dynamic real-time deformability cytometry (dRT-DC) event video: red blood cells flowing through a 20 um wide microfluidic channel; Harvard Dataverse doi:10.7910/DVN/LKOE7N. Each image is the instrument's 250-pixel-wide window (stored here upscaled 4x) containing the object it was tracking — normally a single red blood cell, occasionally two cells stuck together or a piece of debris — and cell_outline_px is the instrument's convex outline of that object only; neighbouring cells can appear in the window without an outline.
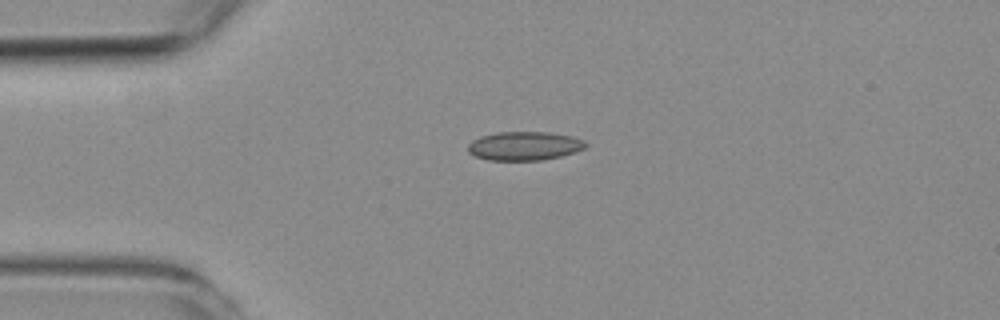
{"species": "common noctule bat (a hibernating species)", "species_latin": "Nyctalus noctula", "temperature_condition": "room temperature", "stored_images_in_passage": 42, "camera_frame_rate_fps": 3000, "um_per_image_px": 0.085, "animal": {"sex": "female", "body_mass_g": 19.3, "forearm_length_mm": 54.1}, "frame": {"image": 1, "passage_image": 1, "time_ms": 0.0, "image_size_px": [1000, 320], "cell_outline_px": [[588, 144], [584, 148], [560, 156], [544, 160], [488, 160], [476, 156], [468, 152], [468, 144], [472, 140], [480, 136], [496, 132], [548, 132], [572, 136], [584, 140]], "centroid_in_image_um": [44.55, 12.4], "position_along_channel_um": 40.4, "area_um2": 19.71}}
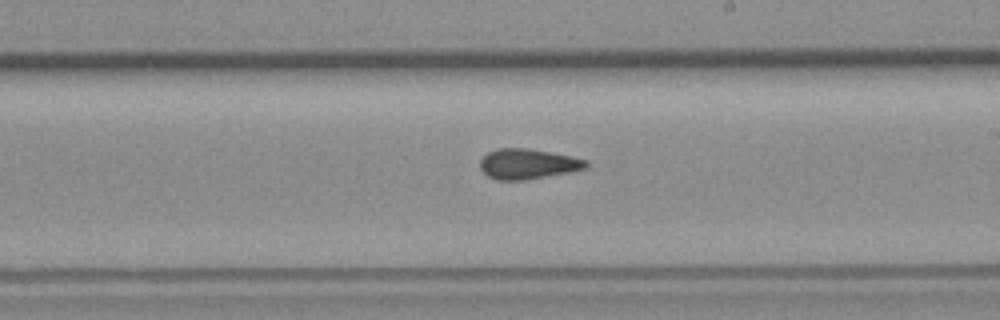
{"frame": {"image": 2, "passage_image": 19, "time_ms": 6.0, "image_size_px": [1000, 320], "cell_outline_px": [[588, 168], [572, 172], [524, 180], [496, 180], [488, 176], [480, 168], [480, 160], [488, 152], [500, 148], [528, 148], [572, 156], [588, 160]], "centroid_in_image_um": [44.9, 13.94], "position_along_channel_um": 244.1, "area_um2": 18.79}}
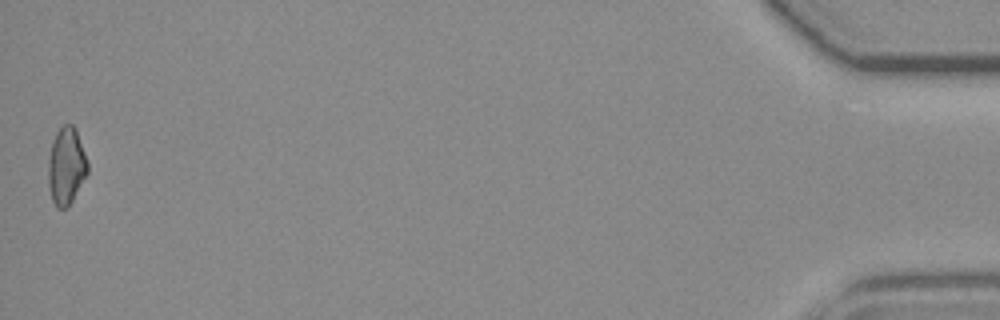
{"frame": {"image": 3, "passage_image": 42, "time_ms": 13.667, "image_size_px": [1000, 320], "cell_outline_px": [[88, 172], [68, 208], [56, 208], [52, 200], [48, 184], [48, 160], [52, 140], [56, 132], [64, 124], [72, 124], [76, 128], [88, 160]], "centroid_in_image_um": [5.63, 14.11], "position_along_channel_um": 429.6, "area_um2": 17.98}, "authors_computed_cell_mechanics": {"area_um2": 18.4671, "velocity_mm_per_s": 3.7717, "shape_relaxation_time_tau1_ms": null, "shape_relaxation_time_tau2_ms": 2.5596, "deformation_change_tau1": null, "deformation_change_tau2": 0.0768}}